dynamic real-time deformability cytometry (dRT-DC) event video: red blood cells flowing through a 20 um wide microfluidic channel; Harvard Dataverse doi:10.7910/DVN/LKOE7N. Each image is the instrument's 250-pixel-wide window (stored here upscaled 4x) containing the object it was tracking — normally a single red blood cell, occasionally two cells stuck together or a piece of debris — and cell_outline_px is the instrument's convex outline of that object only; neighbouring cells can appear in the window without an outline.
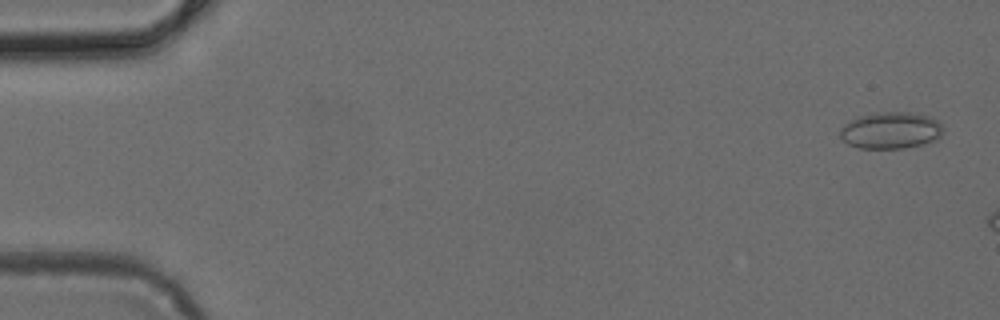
{"species": "common noctule bat (a hibernating species)", "species_latin": "Nyctalus noctula", "temperature_condition": "cold", "stored_images_in_passage": 8, "camera_frame_rate_fps": 3000, "um_per_image_px": 0.085, "animal": {"sex": "female", "body_mass_g": 24.6, "forearm_length_mm": 56.2}, "frame": {"image": 1, "passage_image": 2, "time_ms": 0.333, "image_size_px": [1000, 320], "cell_outline_px": [[940, 136], [936, 140], [924, 144], [904, 148], [860, 148], [848, 144], [840, 136], [840, 128], [844, 124], [860, 116], [876, 112], [908, 112], [932, 116], [940, 124]], "centroid_in_image_um": [75.7, 11.08], "position_along_channel_um": 9.3, "area_um2": 21.91}}